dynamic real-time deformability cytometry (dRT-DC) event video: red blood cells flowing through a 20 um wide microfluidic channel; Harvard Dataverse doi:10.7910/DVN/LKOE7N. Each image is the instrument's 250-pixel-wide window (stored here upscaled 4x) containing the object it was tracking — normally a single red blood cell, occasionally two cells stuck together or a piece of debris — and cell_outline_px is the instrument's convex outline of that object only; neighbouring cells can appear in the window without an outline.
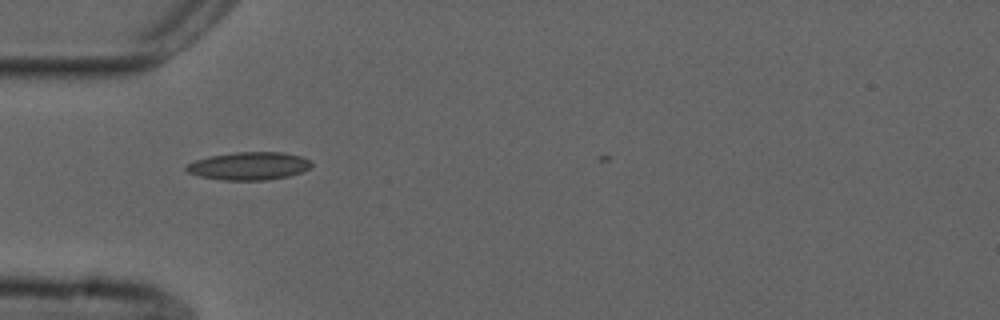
{"species": "common noctule bat (a hibernating species)", "species_latin": "Nyctalus noctula", "temperature_condition": "cold", "stored_images_in_passage": 5, "camera_frame_rate_fps": 3000, "um_per_image_px": 0.085, "animal": {"sex": "male", "forearm_length_mm": 52.5}, "frame": {"image": 1, "passage_image": 1, "time_ms": 0.0, "image_size_px": [1000, 320], "cell_outline_px": [[312, 164], [304, 172], [288, 176], [268, 180], [220, 180], [200, 176], [188, 172], [184, 168], [184, 164], [208, 156], [236, 152], [284, 152], [300, 156], [312, 160]], "centroid_in_image_um": [21.16, 14.1], "position_along_channel_um": 63.8, "area_um2": 20.58}}
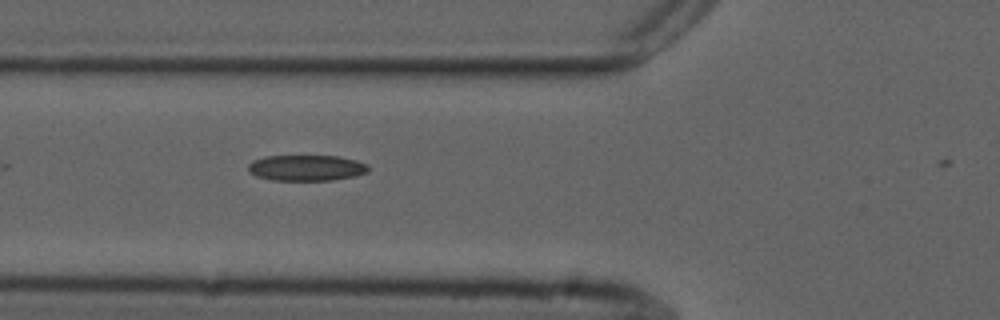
{"frame": {"image": 2, "passage_image": 4, "time_ms": 1.0, "image_size_px": [1000, 320], "cell_outline_px": [[368, 172], [356, 176], [332, 180], [272, 180], [256, 176], [248, 172], [248, 164], [252, 160], [264, 156], [336, 156], [356, 160], [368, 164]], "centroid_in_image_um": [26.02, 14.27], "position_along_channel_um": 99.8, "area_um2": 18.21}}